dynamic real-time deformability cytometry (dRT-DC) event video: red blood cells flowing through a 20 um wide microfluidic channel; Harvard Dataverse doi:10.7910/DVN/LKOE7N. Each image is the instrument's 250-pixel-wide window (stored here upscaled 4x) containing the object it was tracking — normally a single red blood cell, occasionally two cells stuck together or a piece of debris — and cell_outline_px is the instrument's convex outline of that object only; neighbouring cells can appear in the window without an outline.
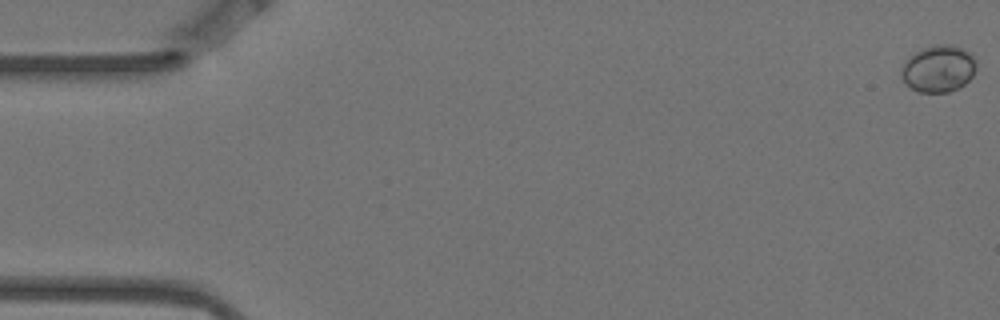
{"species": "Egyptian fruit bat (a non-hibernating species)", "species_latin": "Rousettus aegyptiacus", "temperature_condition": "warm", "stored_images_in_passage": 5, "camera_frame_rate_fps": 3000, "um_per_image_px": 0.085, "animal": {"sex": "female"}, "frame": {"image": 1, "passage_image": 1, "time_ms": 0.0, "image_size_px": [1000, 320], "cell_outline_px": [[976, 68], [972, 76], [960, 88], [948, 92], [920, 92], [904, 84], [900, 76], [900, 68], [908, 56], [924, 48], [936, 44], [952, 44], [968, 52], [976, 60]], "centroid_in_image_um": [79.73, 5.84], "position_along_channel_um": 5.3, "area_um2": 20.63}}
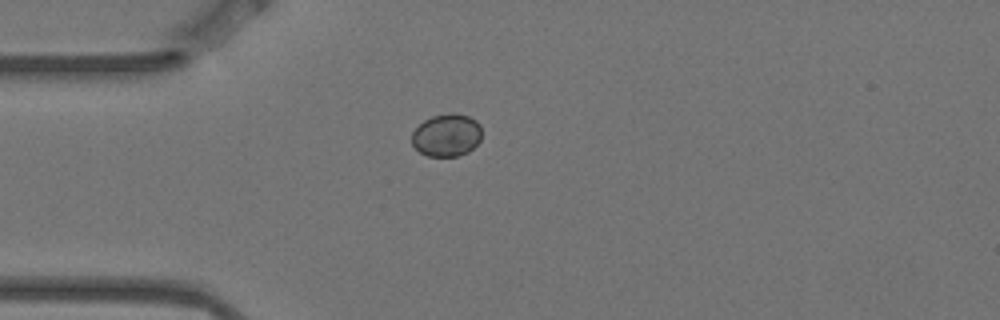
{"frame": {"image": 2, "passage_image": 5, "time_ms": 1.333, "image_size_px": [1000, 320], "cell_outline_px": [[480, 140], [468, 152], [456, 156], [428, 156], [420, 152], [412, 144], [412, 132], [424, 120], [432, 116], [448, 112], [452, 112], [468, 116], [476, 120], [480, 124]], "centroid_in_image_um": [37.96, 11.47], "position_along_channel_um": 47.0, "area_um2": 17.34}}